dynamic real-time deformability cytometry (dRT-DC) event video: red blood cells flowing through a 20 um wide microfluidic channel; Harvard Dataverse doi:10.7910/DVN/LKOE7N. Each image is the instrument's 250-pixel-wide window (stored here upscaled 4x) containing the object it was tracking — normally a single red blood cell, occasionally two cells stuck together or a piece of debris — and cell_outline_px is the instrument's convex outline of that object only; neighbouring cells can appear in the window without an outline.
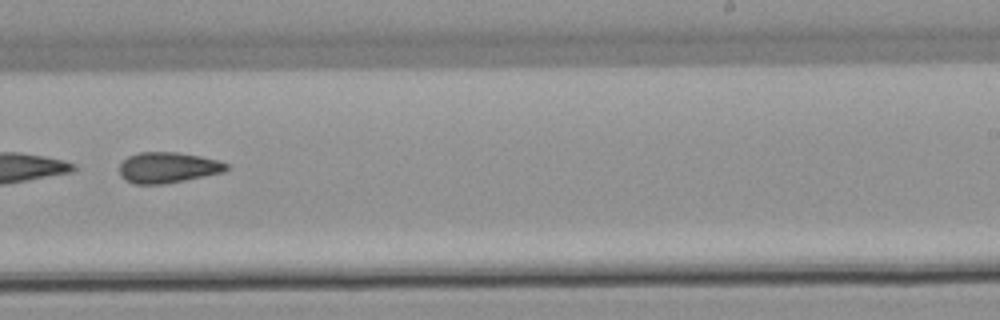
{"species": "common noctule bat (a hibernating species)", "species_latin": "Nyctalus noctula", "temperature_condition": "warm", "stored_images_in_passage": 52, "segment_of_instrument_passage": [2, 2], "camera_frame_rate_fps": 3000, "um_per_image_px": 0.085, "animal": {"sex": "male", "body_mass_g": 21.5, "forearm_length_mm": 52.0}, "frame": {"image": 1, "passage_image": 33, "time_ms": 10.667, "image_size_px": [1000, 320], "cell_outline_px": [[228, 168], [224, 172], [164, 184], [132, 184], [124, 180], [120, 176], [120, 164], [128, 156], [140, 152], [176, 152], [200, 156], [220, 160], [228, 164]], "centroid_in_image_um": [14.25, 14.24], "position_along_channel_um": 274.7, "area_um2": 19.25}}